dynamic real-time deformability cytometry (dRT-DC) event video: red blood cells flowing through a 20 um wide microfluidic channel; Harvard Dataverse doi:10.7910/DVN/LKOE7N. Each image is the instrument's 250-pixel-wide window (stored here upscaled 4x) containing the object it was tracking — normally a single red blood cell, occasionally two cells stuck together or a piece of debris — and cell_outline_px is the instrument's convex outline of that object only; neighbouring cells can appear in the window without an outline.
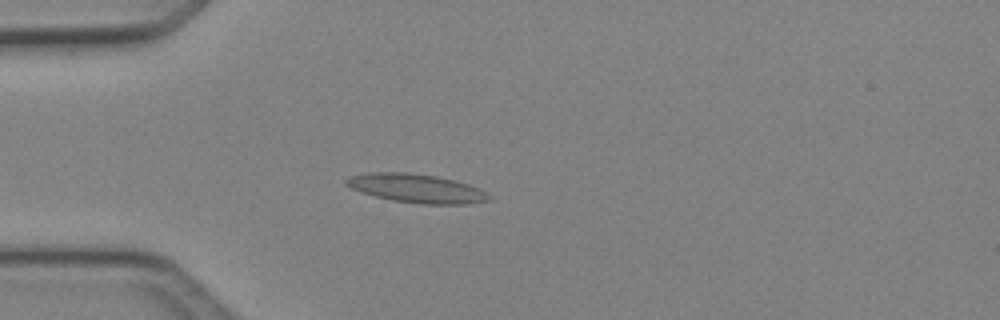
{"species": "Egyptian fruit bat (a non-hibernating species)", "species_latin": "Rousettus aegyptiacus", "temperature_condition": "cold", "stored_images_in_passage": 36, "camera_frame_rate_fps": 3000, "um_per_image_px": 0.085, "animal": {"sex": "female"}, "frame": {"image": 1, "passage_image": 1, "time_ms": 0.0, "image_size_px": [1000, 320], "cell_outline_px": [[492, 196], [488, 200], [464, 204], [420, 204], [392, 200], [376, 196], [352, 188], [344, 184], [344, 180], [352, 176], [372, 172], [404, 172], [436, 176], [468, 184], [480, 188]], "centroid_in_image_um": [35.42, 16.01], "position_along_channel_um": 49.6, "area_um2": 23.58}}
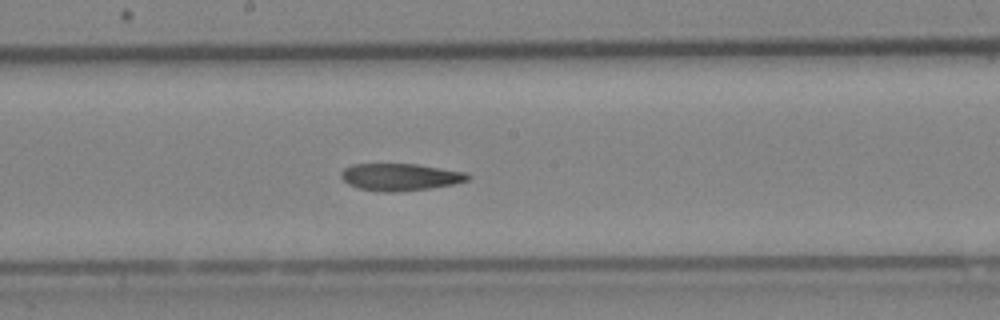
{"frame": {"image": 2, "passage_image": 14, "time_ms": 4.333, "image_size_px": [1000, 320], "cell_outline_px": [[472, 176], [468, 180], [452, 184], [428, 188], [400, 192], [380, 192], [360, 188], [348, 184], [340, 176], [340, 172], [344, 168], [352, 164], [416, 164], [464, 172]], "centroid_in_image_um": [33.98, 15.04], "position_along_channel_um": 214.2, "area_um2": 19.94}}
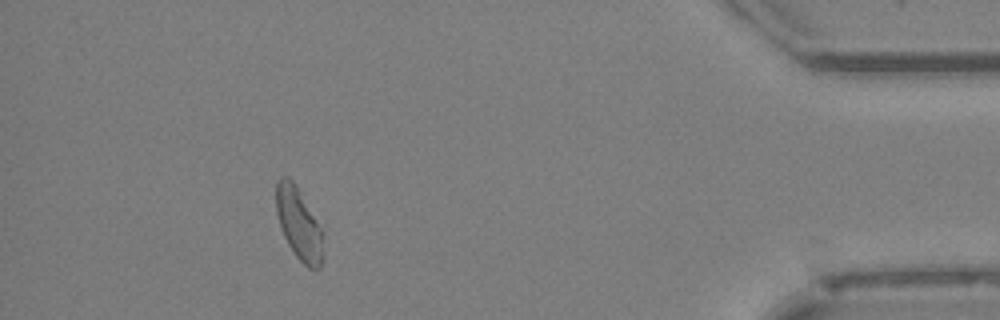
{"frame": {"image": 3, "passage_image": 32, "time_ms": 10.333, "image_size_px": [1000, 320], "cell_outline_px": [[324, 260], [320, 268], [308, 268], [296, 256], [288, 244], [280, 228], [276, 212], [276, 184], [280, 176], [288, 176], [296, 184], [320, 228], [324, 236]], "centroid_in_image_um": [25.41, 19.05], "position_along_channel_um": 409.8, "area_um2": 19.83}, "authors_computed_cell_mechanics": {"area_um2": 20.4901, "velocity_mm_per_s": 4.1346, "shape_relaxation_time_tau1_ms": null, "shape_relaxation_time_tau2_ms": 2.7207, "deformation_change_tau1": null, "deformation_change_tau2": 0.082}}